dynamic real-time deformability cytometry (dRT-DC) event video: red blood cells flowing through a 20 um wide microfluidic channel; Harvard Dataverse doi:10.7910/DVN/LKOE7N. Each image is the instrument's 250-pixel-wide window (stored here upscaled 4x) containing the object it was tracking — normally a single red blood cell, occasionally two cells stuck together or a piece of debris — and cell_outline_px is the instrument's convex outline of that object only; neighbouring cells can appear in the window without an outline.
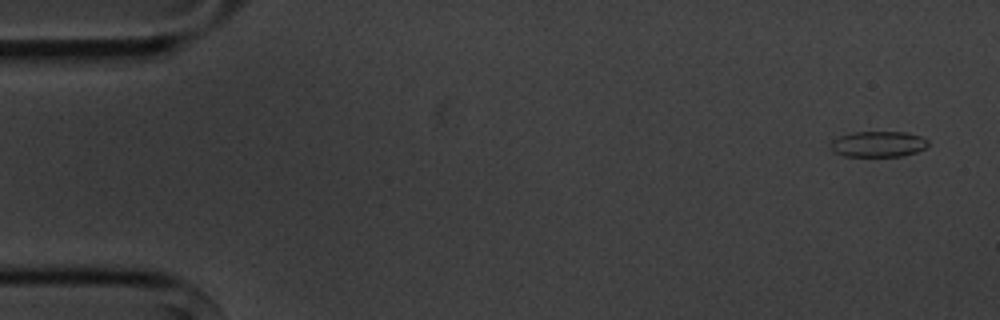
{"species": "common noctule bat (a hibernating species)", "species_latin": "Nyctalus noctula", "temperature_condition": "cold", "stored_images_in_passage": 5, "camera_frame_rate_fps": 3000, "um_per_image_px": 0.085, "animal": {"sex": "male", "body_mass_g": 20.1, "forearm_length_mm": 53.5}, "frame": {"image": 1, "passage_image": 1, "time_ms": 0.0, "image_size_px": [1000, 320], "cell_outline_px": [[928, 144], [924, 148], [916, 152], [900, 156], [844, 156], [836, 152], [832, 148], [832, 140], [840, 136], [852, 132], [904, 132], [920, 136], [928, 140]], "centroid_in_image_um": [74.66, 12.24], "position_along_channel_um": 10.3, "area_um2": 14.39}}
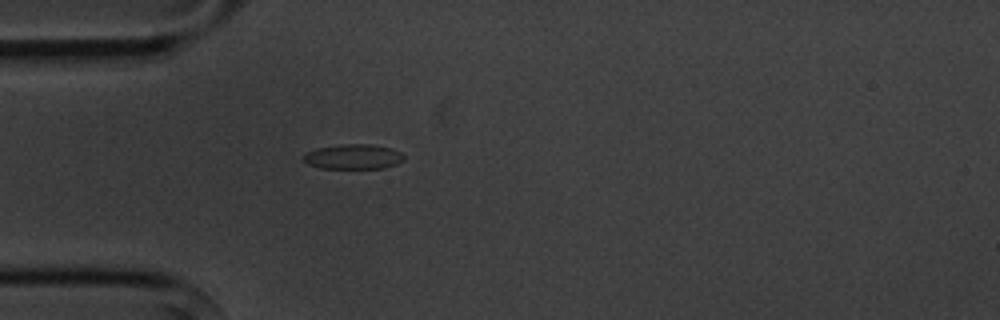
{"frame": {"image": 2, "passage_image": 5, "time_ms": 4.333, "image_size_px": [1000, 320], "cell_outline_px": [[404, 160], [396, 164], [384, 168], [320, 168], [308, 164], [300, 160], [308, 152], [316, 148], [340, 144], [368, 144], [392, 148], [400, 152], [404, 156]], "centroid_in_image_um": [30.01, 13.32], "position_along_channel_um": 55.0, "area_um2": 14.62}}